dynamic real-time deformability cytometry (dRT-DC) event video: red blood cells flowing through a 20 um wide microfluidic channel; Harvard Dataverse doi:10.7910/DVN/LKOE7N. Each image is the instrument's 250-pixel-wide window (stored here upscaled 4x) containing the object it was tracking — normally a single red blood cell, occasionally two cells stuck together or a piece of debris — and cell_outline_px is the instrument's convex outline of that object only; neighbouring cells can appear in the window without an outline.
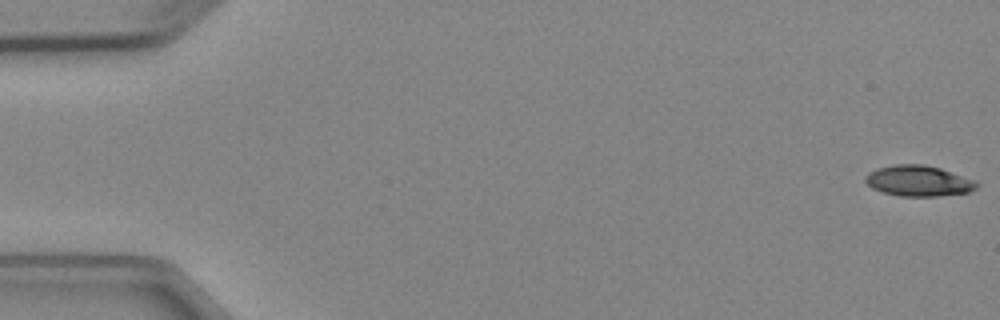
{"species": "Egyptian fruit bat (a non-hibernating species)", "species_latin": "Rousettus aegyptiacus", "temperature_condition": "cold", "stored_images_in_passage": 6, "segment_of_instrument_passage": [1, 2], "camera_frame_rate_fps": 3000, "um_per_image_px": 0.085, "animal": {"sex": "female"}, "frame": {"image": 1, "passage_image": 1, "time_ms": 0.0, "image_size_px": [1000, 320], "cell_outline_px": [[980, 184], [976, 188], [968, 192], [940, 196], [900, 196], [884, 192], [872, 188], [864, 180], [864, 176], [868, 172], [876, 168], [892, 164], [924, 164], [940, 168], [976, 180]], "centroid_in_image_um": [78.07, 15.36], "position_along_channel_um": 6.9, "area_um2": 20.11}}